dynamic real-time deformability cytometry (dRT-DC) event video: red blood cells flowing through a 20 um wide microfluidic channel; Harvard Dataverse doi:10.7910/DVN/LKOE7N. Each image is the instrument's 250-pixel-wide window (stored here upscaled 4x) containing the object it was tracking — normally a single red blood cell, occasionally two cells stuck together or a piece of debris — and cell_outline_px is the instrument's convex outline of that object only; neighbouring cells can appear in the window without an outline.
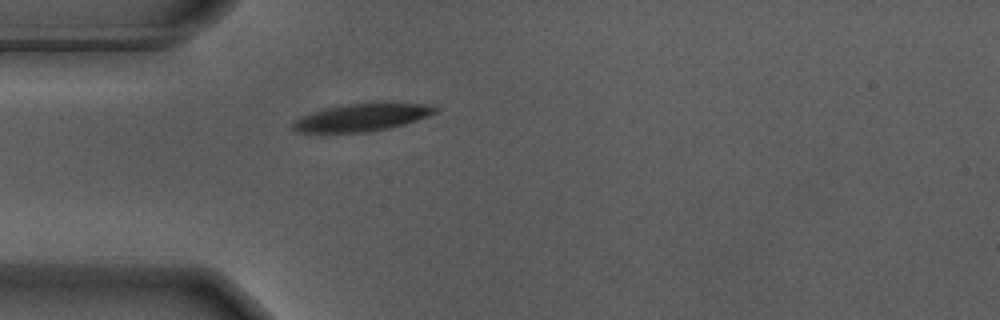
{"species": "Egyptian fruit bat (a non-hibernating species)", "species_latin": "Rousettus aegyptiacus", "temperature_condition": "warm", "stored_images_in_passage": 43, "camera_frame_rate_fps": 3000, "um_per_image_px": 0.085, "animal": {"sex": "male"}, "frame": {"image": 1, "passage_image": 3, "time_ms": 0.667, "image_size_px": [1000, 320], "cell_outline_px": [[440, 112], [404, 124], [388, 128], [364, 132], [296, 132], [292, 128], [292, 120], [324, 108], [348, 104], [376, 100], [380, 100], [424, 104], [440, 108]], "centroid_in_image_um": [30.83, 9.93], "position_along_channel_um": 54.2, "area_um2": 23.47}}
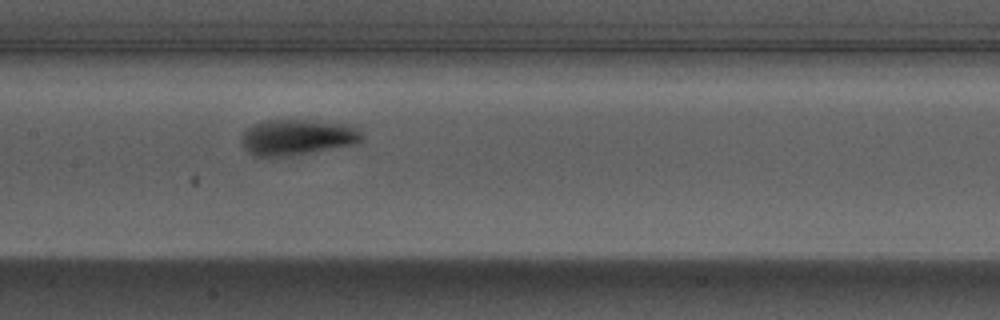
{"frame": {"image": 2, "passage_image": 14, "time_ms": 4.333, "image_size_px": [1000, 320], "cell_outline_px": [[364, 140], [356, 144], [292, 156], [256, 156], [248, 152], [240, 144], [240, 136], [252, 124], [264, 120], [308, 120], [356, 124], [364, 136]], "centroid_in_image_um": [25.32, 11.65], "position_along_channel_um": 182.1, "area_um2": 25.78}}
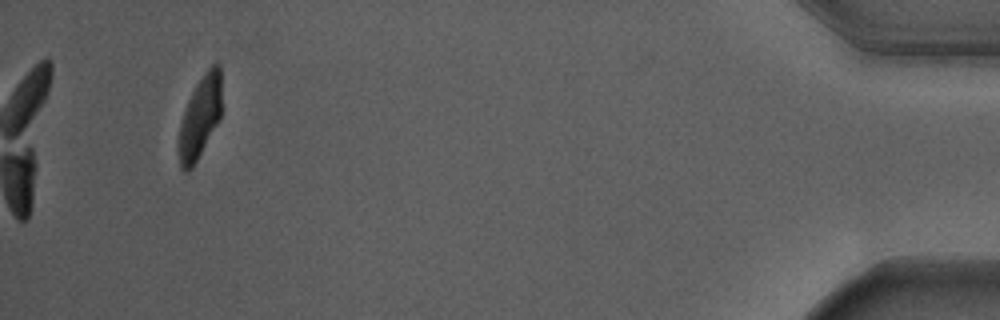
{"frame": {"image": 3, "passage_image": 40, "time_ms": 13.0, "image_size_px": [1000, 320], "cell_outline_px": [[220, 120], [192, 168], [188, 172], [184, 172], [180, 168], [180, 124], [188, 100], [196, 84], [208, 68], [216, 60], [220, 64]], "centroid_in_image_um": [17.02, 9.94], "position_along_channel_um": 418.2, "area_um2": 20.06}, "authors_computed_cell_mechanics": {"area_um2": 23.6402, "velocity_mm_per_s": 3.6501, "shape_relaxation_time_tau1_ms": 3.1749, "shape_relaxation_time_tau2_ms": 0.9727, "deformation_change_tau1": 0.2406, "deformation_change_tau2": 0.0624}}